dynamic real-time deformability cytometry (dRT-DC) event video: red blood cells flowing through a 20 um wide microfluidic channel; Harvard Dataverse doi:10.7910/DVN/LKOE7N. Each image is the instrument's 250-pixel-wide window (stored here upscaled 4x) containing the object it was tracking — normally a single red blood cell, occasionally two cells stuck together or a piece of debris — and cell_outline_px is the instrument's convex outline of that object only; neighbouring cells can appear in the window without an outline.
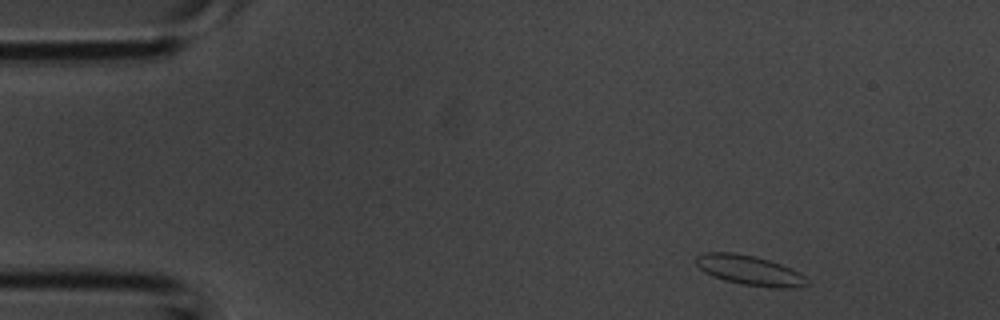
{"species": "common noctule bat (a hibernating species)", "species_latin": "Nyctalus noctula", "temperature_condition": "room temperature", "stored_images_in_passage": 2, "camera_frame_rate_fps": 3000, "um_per_image_px": 0.085, "animal": {"sex": "male", "body_mass_g": 20.1, "forearm_length_mm": 53.5}, "frame": {"image": 1, "passage_image": 2, "time_ms": 0.333, "image_size_px": [1000, 320], "cell_outline_px": [[808, 284], [788, 288], [776, 288], [740, 284], [724, 280], [704, 272], [696, 264], [696, 256], [704, 252], [736, 252], [756, 256], [792, 268], [804, 276], [808, 280]], "centroid_in_image_um": [63.69, 22.96], "position_along_channel_um": 21.3, "area_um2": 19.25}}